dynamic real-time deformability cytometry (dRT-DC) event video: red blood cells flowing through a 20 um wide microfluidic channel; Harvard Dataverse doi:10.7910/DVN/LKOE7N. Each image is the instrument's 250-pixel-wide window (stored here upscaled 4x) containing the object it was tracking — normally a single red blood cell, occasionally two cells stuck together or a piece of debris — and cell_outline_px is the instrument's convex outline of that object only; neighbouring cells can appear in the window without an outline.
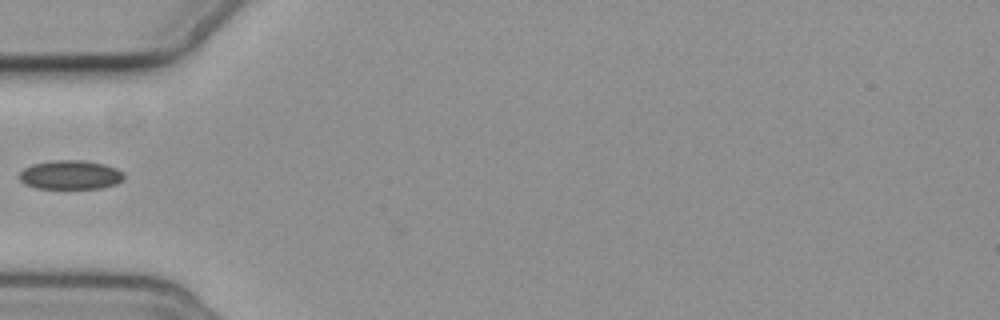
{"species": "common noctule bat (a hibernating species)", "species_latin": "Nyctalus noctula", "temperature_condition": "cold", "stored_images_in_passage": 6, "segment_of_instrument_passage": [2, 2], "camera_frame_rate_fps": 3000, "um_per_image_px": 0.085, "animal": {"sex": "female", "body_mass_g": 19.3, "forearm_length_mm": 54.1}, "frame": {"image": 1, "passage_image": 6, "time_ms": 6.667, "image_size_px": [1000, 320], "cell_outline_px": [[124, 180], [116, 184], [100, 188], [36, 188], [24, 184], [20, 180], [20, 172], [24, 168], [32, 164], [52, 160], [84, 160], [104, 164], [116, 168], [124, 172]], "centroid_in_image_um": [6.0, 14.86], "position_along_channel_um": 79.0, "area_um2": 17.8}}